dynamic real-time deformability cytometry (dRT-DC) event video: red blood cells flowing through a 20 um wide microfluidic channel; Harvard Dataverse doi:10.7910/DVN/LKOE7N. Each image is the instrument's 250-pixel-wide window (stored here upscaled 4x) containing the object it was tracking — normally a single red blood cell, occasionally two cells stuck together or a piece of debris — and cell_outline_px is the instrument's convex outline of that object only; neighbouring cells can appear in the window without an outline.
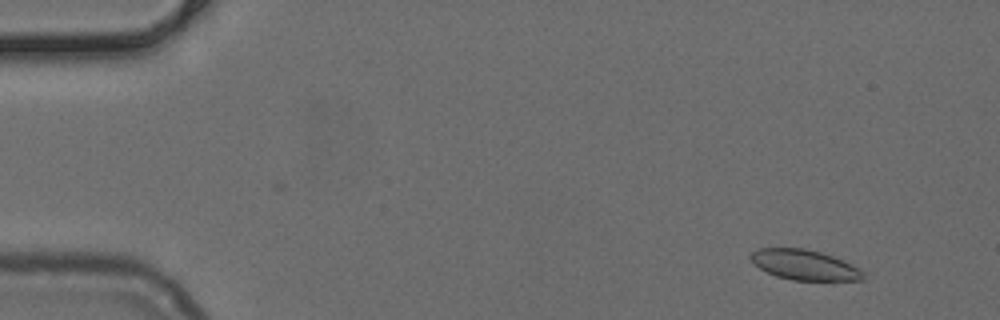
{"species": "common noctule bat (a hibernating species)", "species_latin": "Nyctalus noctula", "temperature_condition": "cold", "stored_images_in_passage": 17, "camera_frame_rate_fps": 3000, "um_per_image_px": 0.085, "animal": {"sex": "female", "body_mass_g": 24.6, "forearm_length_mm": 56.2}, "frame": {"image": 1, "passage_image": 4, "time_ms": 1.0, "image_size_px": [1000, 320], "cell_outline_px": [[864, 280], [792, 280], [776, 276], [760, 268], [748, 256], [752, 252], [760, 248], [804, 248], [820, 252], [844, 260], [864, 272]], "centroid_in_image_um": [68.39, 22.51], "position_along_channel_um": 16.6, "area_um2": 19.59}}
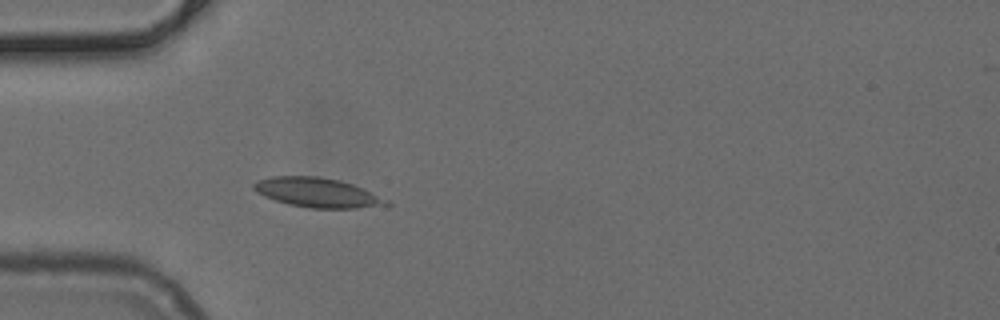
{"frame": {"image": 2, "passage_image": 15, "time_ms": 4.667, "image_size_px": [1000, 320], "cell_outline_px": [[392, 204], [356, 208], [312, 208], [288, 204], [264, 196], [256, 192], [252, 188], [252, 184], [256, 180], [272, 176], [320, 176], [340, 180], [352, 184], [388, 200]], "centroid_in_image_um": [26.91, 16.36], "position_along_channel_um": 58.1, "area_um2": 22.66}}